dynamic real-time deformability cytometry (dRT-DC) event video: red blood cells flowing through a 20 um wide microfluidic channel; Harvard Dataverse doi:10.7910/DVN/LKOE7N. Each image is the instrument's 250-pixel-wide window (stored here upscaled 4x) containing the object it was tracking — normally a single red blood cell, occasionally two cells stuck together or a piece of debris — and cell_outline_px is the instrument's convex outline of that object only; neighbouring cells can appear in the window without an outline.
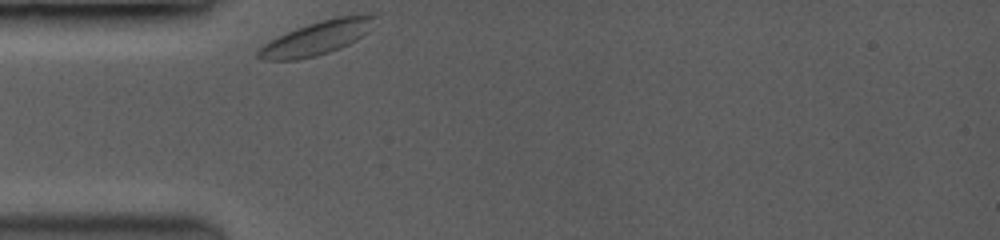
{"species": "common noctule bat (a hibernating species)", "species_latin": "Nyctalus noctula", "temperature_condition": "room temperature", "stored_images_in_passage": 48, "camera_frame_rate_fps": 3500, "um_per_image_px": 0.085, "animal": {"sex": "female", "body_mass_g": 19.0, "forearm_length_mm": 53.3}, "frame": {"image": 1, "passage_image": 1, "time_ms": 0.0, "image_size_px": [1000, 240], "cell_outline_px": [[380, 16], [372, 28], [368, 32], [356, 40], [340, 48], [316, 56], [296, 60], [260, 60], [256, 56], [256, 52], [264, 44], [296, 28], [320, 20], [336, 16], [364, 12], [368, 12]], "centroid_in_image_um": [27.05, 3.18], "position_along_channel_um": 58.0, "area_um2": 23.29}}
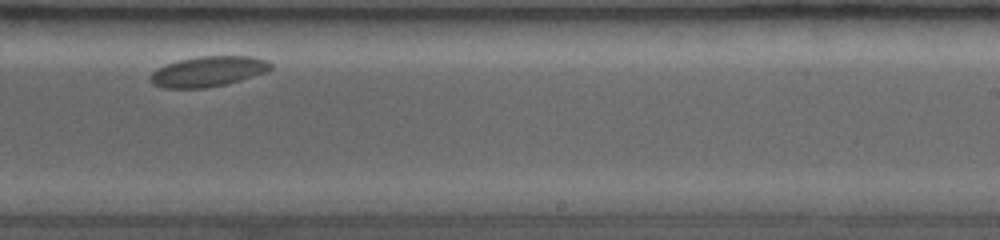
{"frame": {"image": 2, "passage_image": 37, "time_ms": 6.286, "image_size_px": [1000, 240], "cell_outline_px": [[272, 68], [268, 72], [240, 80], [224, 84], [204, 88], [164, 88], [152, 84], [152, 72], [156, 68], [180, 60], [196, 56], [252, 56], [268, 60], [272, 64]], "centroid_in_image_um": [17.74, 6.06], "position_along_channel_um": 271.3, "area_um2": 21.21}}
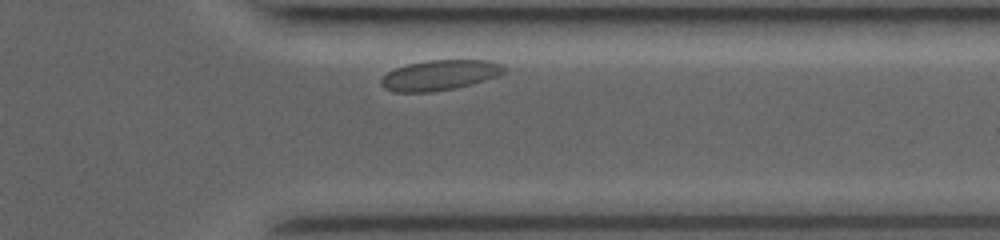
{"frame": {"image": 3, "passage_image": 45, "time_ms": 9.143, "image_size_px": [1000, 240], "cell_outline_px": [[504, 72], [496, 76], [484, 80], [456, 88], [432, 92], [396, 92], [384, 88], [380, 84], [380, 80], [388, 72], [396, 68], [408, 64], [428, 60], [488, 60], [500, 64], [504, 68]], "centroid_in_image_um": [37.34, 6.39], "position_along_channel_um": 374.1, "area_um2": 21.44}}